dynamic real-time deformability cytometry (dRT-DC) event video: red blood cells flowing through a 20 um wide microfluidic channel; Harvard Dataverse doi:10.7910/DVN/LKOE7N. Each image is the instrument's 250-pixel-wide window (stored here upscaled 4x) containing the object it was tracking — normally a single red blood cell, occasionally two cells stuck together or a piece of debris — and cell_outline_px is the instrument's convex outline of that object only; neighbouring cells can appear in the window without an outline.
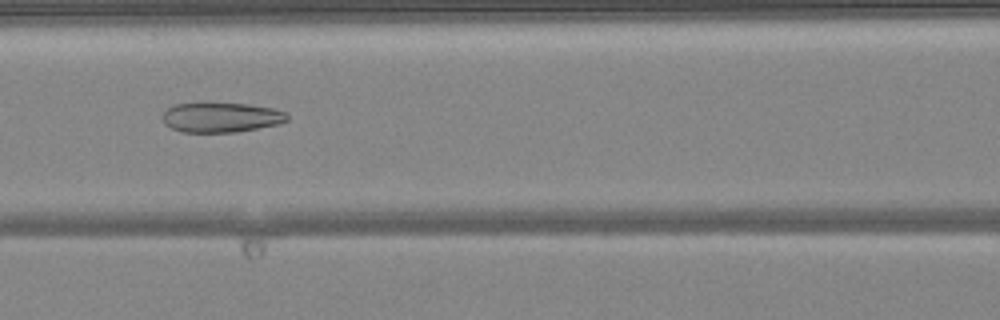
{"species": "common noctule bat (a hibernating species)", "species_latin": "Nyctalus noctula", "temperature_condition": "warm", "stored_images_in_passage": 50, "camera_frame_rate_fps": 3000, "um_per_image_px": 0.085, "animal": {"sex": "female", "body_mass_g": 24.6, "forearm_length_mm": 56.2}, "frame": {"image": 1, "passage_image": 22, "time_ms": 7.0, "image_size_px": [1000, 320], "cell_outline_px": [[288, 120], [280, 124], [236, 132], [184, 132], [172, 128], [164, 124], [164, 112], [168, 108], [176, 104], [200, 100], [248, 104], [272, 108], [284, 112], [288, 116]], "centroid_in_image_um": [18.77, 9.93], "position_along_channel_um": 147.8, "area_um2": 22.31}}
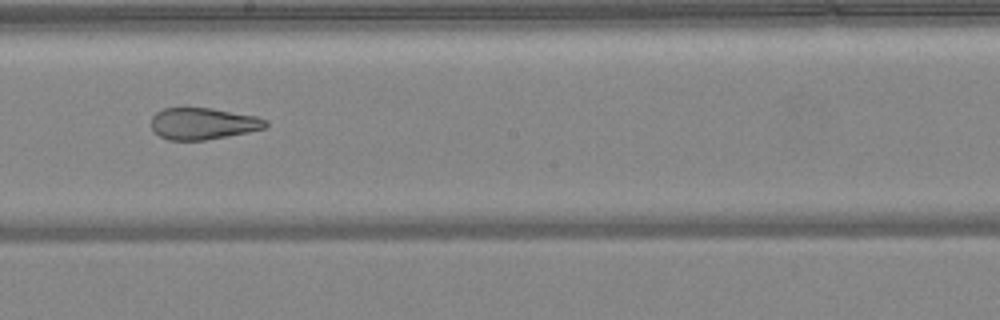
{"frame": {"image": 2, "passage_image": 28, "time_ms": 9.0, "image_size_px": [1000, 320], "cell_outline_px": [[268, 124], [264, 128], [248, 132], [228, 136], [204, 140], [168, 140], [152, 132], [152, 116], [156, 112], [164, 108], [212, 108], [256, 116], [268, 120]], "centroid_in_image_um": [17.25, 10.51], "position_along_channel_um": 231.0, "area_um2": 21.15}}
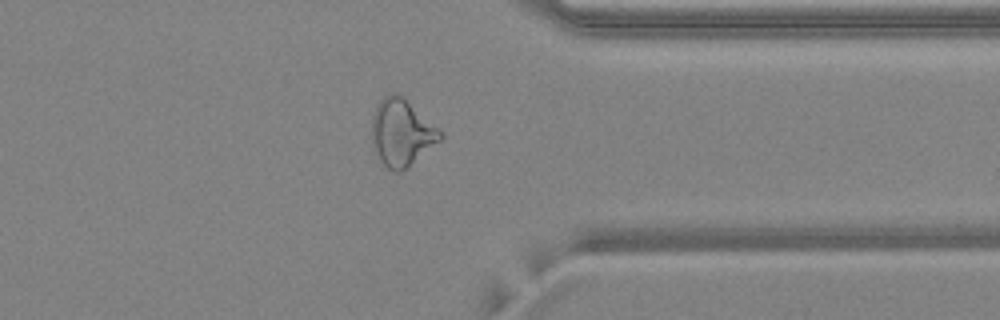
{"frame": {"image": 3, "passage_image": 39, "time_ms": 12.667, "image_size_px": [1000, 320], "cell_outline_px": [[444, 136], [440, 140], [400, 172], [392, 172], [372, 152], [372, 116], [376, 104], [384, 96], [392, 92], [396, 92], [444, 132]], "centroid_in_image_um": [34.1, 11.27], "position_along_channel_um": 377.3, "area_um2": 26.53}, "authors_computed_cell_mechanics": {"area_um2": 28.1486, "velocity_mm_per_s": 4.1546, "shape_relaxation_time_tau1_ms": null, "shape_relaxation_time_tau2_ms": 1.9811, "deformation_change_tau1": null, "deformation_change_tau2": 0.1041}}